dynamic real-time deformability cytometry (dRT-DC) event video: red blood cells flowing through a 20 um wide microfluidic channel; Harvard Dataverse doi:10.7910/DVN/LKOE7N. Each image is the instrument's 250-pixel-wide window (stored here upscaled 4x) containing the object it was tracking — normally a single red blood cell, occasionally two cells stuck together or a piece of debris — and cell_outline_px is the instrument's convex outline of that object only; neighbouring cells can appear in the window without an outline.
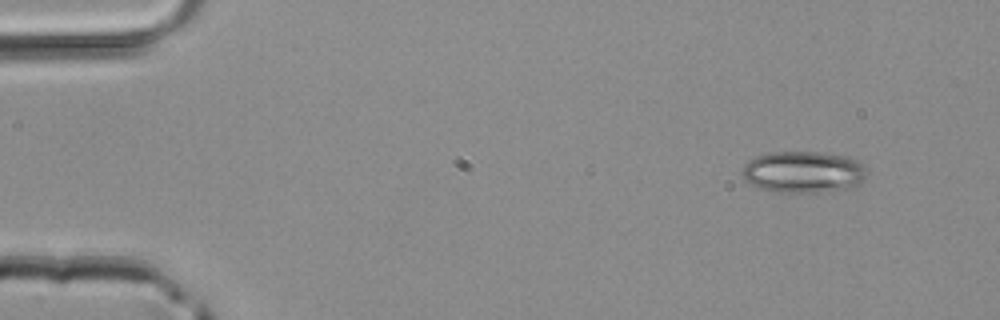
{"species": "common noctule bat (a hibernating species)", "species_latin": "Nyctalus noctula", "temperature_condition": "room temperature", "stored_images_in_passage": 3, "camera_frame_rate_fps": 3000, "um_per_image_px": 0.085, "animal": {"sex": "male", "body_mass_g": 20.4}, "frame": {"image": 1, "passage_image": 1, "time_ms": 0.0, "image_size_px": [1000, 320], "cell_outline_px": [[868, 172], [864, 180], [860, 184], [852, 188], [816, 192], [780, 192], [760, 188], [744, 180], [740, 172], [744, 164], [748, 160], [756, 156], [772, 152], [820, 152], [848, 156], [864, 164]], "centroid_in_image_um": [68.31, 14.61], "position_along_channel_um": 16.7, "area_um2": 30.58}}